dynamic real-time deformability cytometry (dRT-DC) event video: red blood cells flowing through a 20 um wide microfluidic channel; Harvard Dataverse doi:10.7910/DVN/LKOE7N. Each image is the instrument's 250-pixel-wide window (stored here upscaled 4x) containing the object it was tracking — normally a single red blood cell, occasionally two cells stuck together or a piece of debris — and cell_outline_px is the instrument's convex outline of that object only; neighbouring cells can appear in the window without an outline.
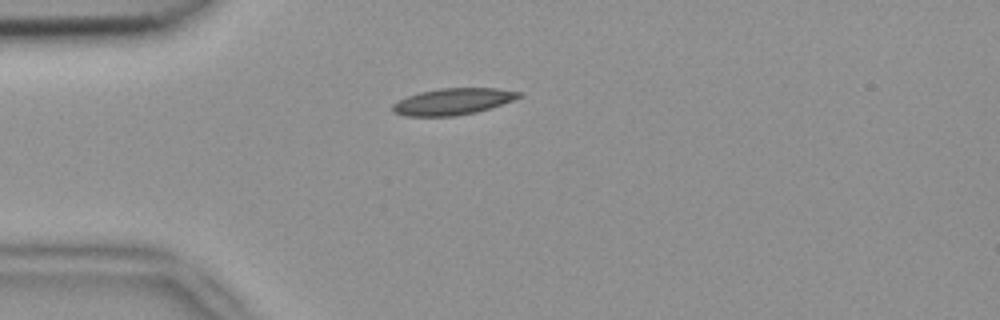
{"species": "common noctule bat (a hibernating species)", "species_latin": "Nyctalus noctula", "temperature_condition": "room temperature", "stored_images_in_passage": 1, "camera_frame_rate_fps": 3000, "um_per_image_px": 0.085, "animal": {"sex": "female", "body_mass_g": 18.4}, "frame": {"image": 1, "passage_image": 1, "time_ms": 0.0, "image_size_px": [1000, 320], "cell_outline_px": [[524, 96], [476, 112], [456, 116], [404, 116], [392, 112], [392, 104], [408, 96], [420, 92], [440, 88], [496, 88], [524, 92]], "centroid_in_image_um": [38.5, 8.63], "position_along_channel_um": 46.5, "area_um2": 19.48}}